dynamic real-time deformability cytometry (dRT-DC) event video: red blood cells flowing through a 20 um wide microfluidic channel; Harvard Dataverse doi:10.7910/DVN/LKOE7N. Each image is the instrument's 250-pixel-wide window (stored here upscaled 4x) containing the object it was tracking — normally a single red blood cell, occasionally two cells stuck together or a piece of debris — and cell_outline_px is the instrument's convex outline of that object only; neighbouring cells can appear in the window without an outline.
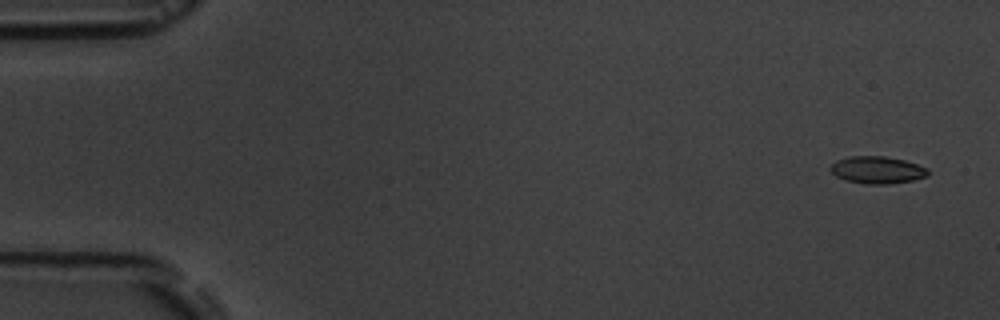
{"species": "common noctule bat (a hibernating species)", "species_latin": "Nyctalus noctula", "temperature_condition": "room temperature", "stored_images_in_passage": 3, "camera_frame_rate_fps": 3000, "um_per_image_px": 0.085, "animal": {"sex": "male", "body_mass_g": 19.5, "forearm_length_mm": 54.6}, "frame": {"image": 1, "passage_image": 1, "time_ms": 0.0, "image_size_px": [1000, 320], "cell_outline_px": [[928, 176], [912, 180], [888, 184], [864, 184], [844, 180], [836, 176], [828, 168], [836, 160], [848, 156], [884, 156], [904, 160], [928, 168]], "centroid_in_image_um": [74.53, 14.44], "position_along_channel_um": 10.5, "area_um2": 15.55}}